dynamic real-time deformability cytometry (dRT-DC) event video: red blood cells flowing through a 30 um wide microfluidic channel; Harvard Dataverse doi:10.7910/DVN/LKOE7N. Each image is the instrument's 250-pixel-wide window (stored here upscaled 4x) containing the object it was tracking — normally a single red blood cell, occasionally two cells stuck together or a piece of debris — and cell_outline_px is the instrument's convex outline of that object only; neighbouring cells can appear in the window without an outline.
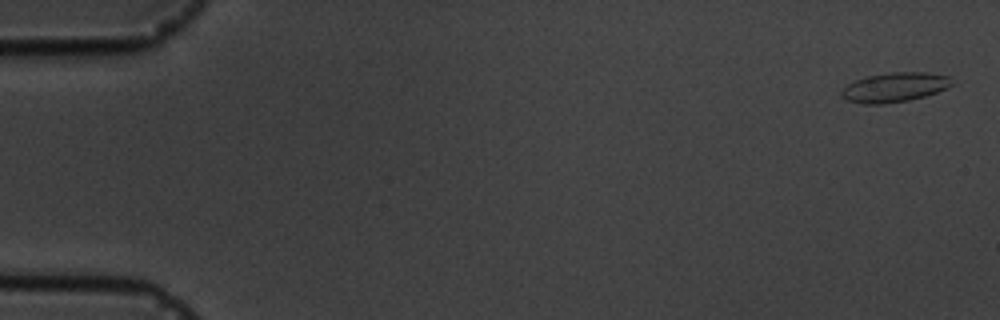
{"species": "common noctule bat (a hibernating species)", "species_latin": "Nyctalus noctula", "temperature_condition": "cold", "stored_images_in_passage": 10, "camera_frame_rate_fps": 3000, "um_per_image_px": 0.085, "animal": {"sex": "male", "body_mass_g": 19.5, "forearm_length_mm": 54.6}, "frame": {"image": 1, "passage_image": 1, "time_ms": 0.0, "image_size_px": [1000, 320], "cell_outline_px": [[952, 84], [948, 88], [924, 96], [908, 100], [884, 104], [864, 104], [848, 100], [840, 96], [840, 92], [848, 84], [856, 80], [868, 76], [892, 72], [924, 72], [948, 76]], "centroid_in_image_um": [76.02, 7.42], "position_along_channel_um": 9.0, "area_um2": 18.73}}
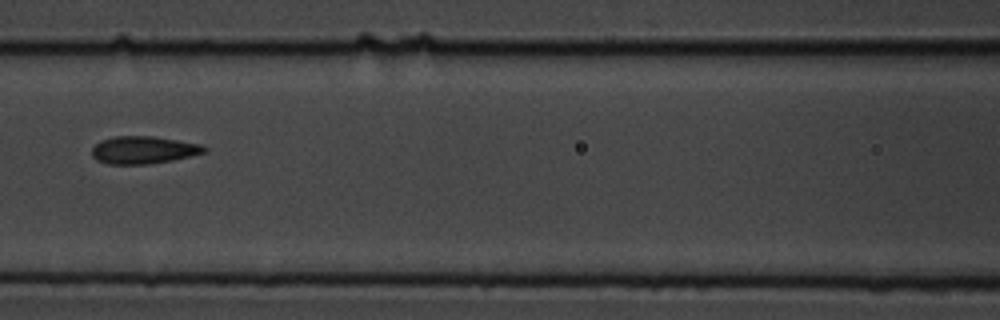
{"frame": {"image": 2, "passage_image": 8, "time_ms": 8.0, "image_size_px": [1000, 320], "cell_outline_px": [[208, 152], [192, 156], [172, 160], [148, 164], [108, 164], [96, 160], [92, 156], [92, 148], [100, 140], [116, 136], [152, 136], [200, 144], [208, 148]], "centroid_in_image_um": [12.2, 12.75], "position_along_channel_um": 154.4, "area_um2": 18.09}}
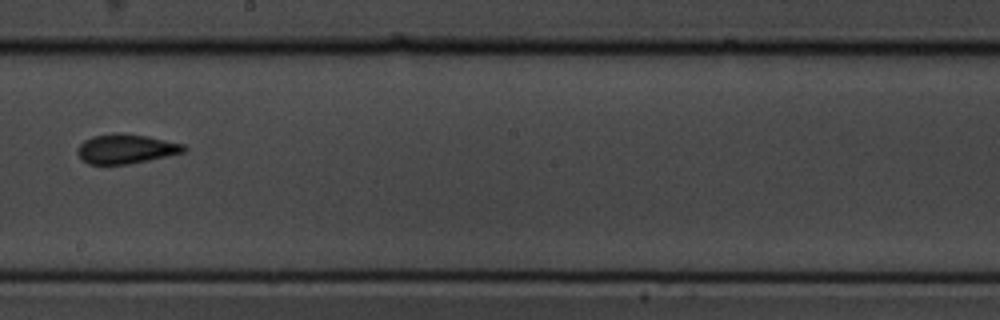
{"frame": {"image": 3, "passage_image": 10, "time_ms": 10.333, "image_size_px": [1000, 320], "cell_outline_px": [[188, 148], [184, 152], [148, 160], [128, 164], [88, 164], [76, 152], [80, 144], [84, 140], [92, 136], [148, 136], [184, 144]], "centroid_in_image_um": [10.74, 12.69], "position_along_channel_um": 237.5, "area_um2": 17.4}}